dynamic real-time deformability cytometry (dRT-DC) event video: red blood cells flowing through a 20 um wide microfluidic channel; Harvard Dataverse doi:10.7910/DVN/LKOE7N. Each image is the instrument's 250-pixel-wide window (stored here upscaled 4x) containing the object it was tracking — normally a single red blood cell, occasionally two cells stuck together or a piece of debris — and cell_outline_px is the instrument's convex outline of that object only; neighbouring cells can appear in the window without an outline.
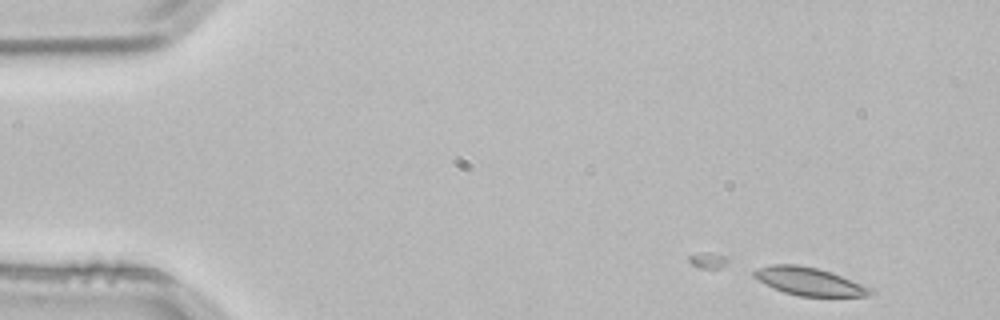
{"species": "common noctule bat (a hibernating species)", "species_latin": "Nyctalus noctula", "temperature_condition": "room temperature", "stored_images_in_passage": 3, "camera_frame_rate_fps": 3000, "um_per_image_px": 0.085, "animal": {"sex": "male", "body_mass_g": 21.5, "forearm_length_mm": 52.0}, "frame": {"image": 1, "passage_image": 3, "time_ms": 0.667, "image_size_px": [1000, 320], "cell_outline_px": [[876, 292], [868, 296], [800, 296], [784, 292], [772, 288], [752, 276], [752, 272], [756, 268], [772, 264], [796, 264], [816, 268], [832, 272], [872, 288]], "centroid_in_image_um": [68.77, 23.92], "position_along_channel_um": 16.2, "area_um2": 19.02}}